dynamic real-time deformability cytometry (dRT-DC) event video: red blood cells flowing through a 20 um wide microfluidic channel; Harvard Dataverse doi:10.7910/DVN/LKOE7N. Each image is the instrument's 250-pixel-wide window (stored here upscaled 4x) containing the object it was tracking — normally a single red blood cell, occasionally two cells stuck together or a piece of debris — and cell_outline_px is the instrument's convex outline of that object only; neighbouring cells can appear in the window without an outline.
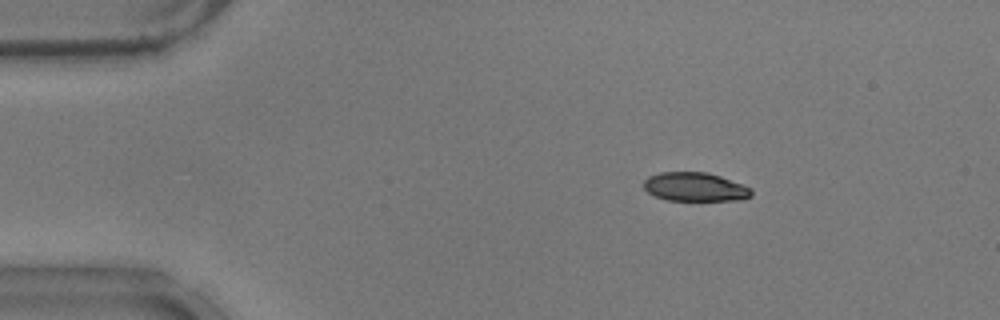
{"species": "common noctule bat (a hibernating species)", "species_latin": "Nyctalus noctula", "temperature_condition": "warm", "stored_images_in_passage": 48, "camera_frame_rate_fps": 3000, "um_per_image_px": 0.085, "animal": {"sex": "male", "body_mass_g": 17.9}, "frame": {"image": 1, "passage_image": 3, "time_ms": 0.667, "image_size_px": [1000, 320], "cell_outline_px": [[752, 196], [744, 200], [668, 200], [656, 196], [648, 192], [644, 188], [644, 180], [648, 176], [660, 172], [708, 172], [744, 184], [752, 188]], "centroid_in_image_um": [59.12, 15.88], "position_along_channel_um": 25.9, "area_um2": 18.21}}
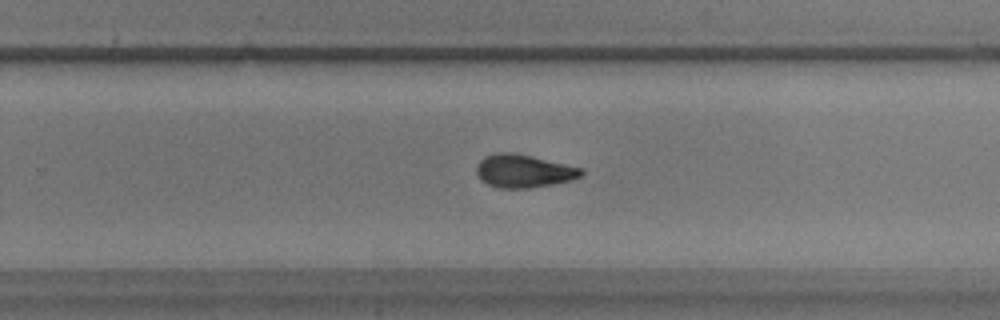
{"frame": {"image": 2, "passage_image": 29, "time_ms": 9.333, "image_size_px": [1000, 320], "cell_outline_px": [[584, 172], [580, 176], [572, 180], [552, 184], [528, 188], [500, 188], [488, 184], [480, 180], [476, 172], [476, 168], [480, 160], [484, 156], [496, 152], [512, 152], [532, 156], [584, 168]], "centroid_in_image_um": [44.5, 14.53], "position_along_channel_um": 285.3, "area_um2": 20.29}}
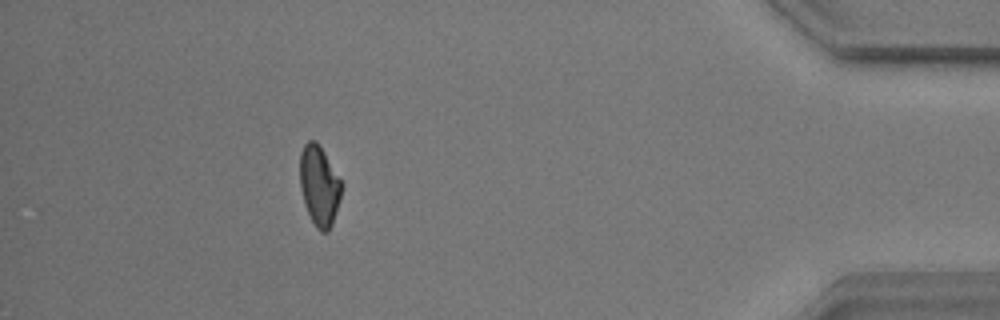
{"frame": {"image": 3, "passage_image": 43, "time_ms": 14.0, "image_size_px": [1000, 320], "cell_outline_px": [[344, 184], [340, 200], [332, 224], [328, 232], [320, 232], [316, 228], [304, 204], [300, 188], [300, 152], [304, 144], [308, 140], [316, 140], [324, 152]], "centroid_in_image_um": [27.15, 15.78], "position_along_channel_um": 408.1, "area_um2": 19.65}, "authors_computed_cell_mechanics": {"area_um2": 20.0855, "velocity_mm_per_s": 3.7343, "shape_relaxation_time_tau1_ms": 3.7525, "shape_relaxation_time_tau2_ms": 5.2407, "deformation_change_tau1": 0.1369, "deformation_change_tau2": 0.0952}}